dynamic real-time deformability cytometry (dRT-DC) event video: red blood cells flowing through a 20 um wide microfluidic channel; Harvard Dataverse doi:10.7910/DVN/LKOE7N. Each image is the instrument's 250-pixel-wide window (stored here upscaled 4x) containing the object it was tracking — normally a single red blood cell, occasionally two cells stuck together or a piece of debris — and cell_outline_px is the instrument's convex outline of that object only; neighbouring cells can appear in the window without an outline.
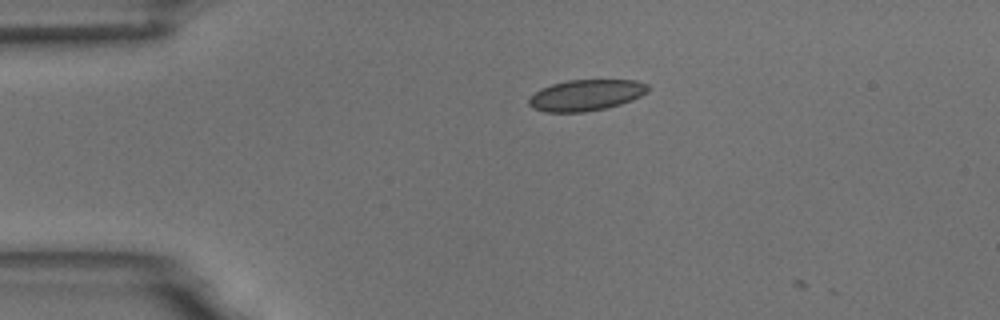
{"species": "common noctule bat (a hibernating species)", "species_latin": "Nyctalus noctula", "temperature_condition": "room temperature", "stored_images_in_passage": 5, "camera_frame_rate_fps": 3000, "um_per_image_px": 0.085, "animal": {"sex": "male", "body_mass_g": 18.8}, "frame": {"image": 1, "passage_image": 5, "time_ms": 4.667, "image_size_px": [1000, 320], "cell_outline_px": [[648, 92], [632, 100], [620, 104], [604, 108], [584, 112], [544, 112], [532, 108], [528, 104], [528, 100], [540, 88], [552, 84], [568, 80], [636, 80], [648, 84]], "centroid_in_image_um": [49.8, 8.09], "position_along_channel_um": 35.2, "area_um2": 21.56}}